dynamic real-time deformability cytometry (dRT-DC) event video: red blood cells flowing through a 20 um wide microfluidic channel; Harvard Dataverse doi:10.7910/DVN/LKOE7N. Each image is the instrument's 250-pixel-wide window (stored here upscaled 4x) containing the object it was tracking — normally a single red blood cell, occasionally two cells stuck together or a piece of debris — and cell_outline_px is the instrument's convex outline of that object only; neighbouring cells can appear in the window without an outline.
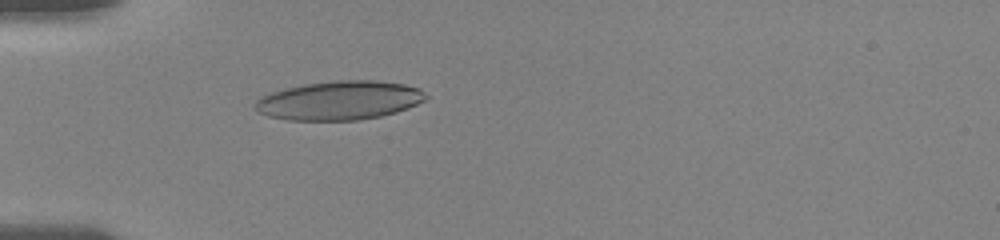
{"species": "human", "species_latin": "Homo sapiens", "temperature_condition": "room temperature", "stored_images_in_passage": 33, "camera_frame_rate_fps": 3000, "um_per_image_px": 0.085, "donor": {"sex": "female"}, "frame": {"image": 1, "passage_image": 16, "time_ms": 5.333, "image_size_px": [1000, 240], "cell_outline_px": [[428, 96], [424, 100], [408, 108], [396, 112], [380, 116], [356, 120], [288, 120], [268, 116], [256, 112], [252, 104], [260, 96], [284, 88], [304, 84], [336, 80], [376, 80], [404, 84], [420, 88]], "centroid_in_image_um": [28.81, 8.53], "position_along_channel_um": 56.2, "area_um2": 38.96}}
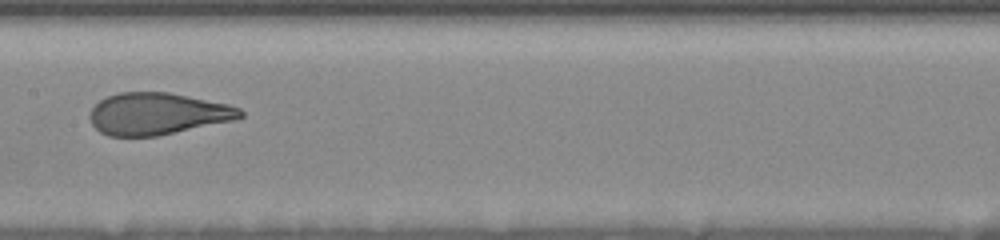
{"frame": {"image": 2, "passage_image": 26, "time_ms": 9.333, "image_size_px": [1000, 240], "cell_outline_px": [[244, 116], [232, 120], [156, 136], [108, 136], [100, 132], [92, 124], [88, 116], [92, 108], [100, 100], [108, 96], [120, 92], [168, 92], [228, 104], [240, 108], [244, 112]], "centroid_in_image_um": [13.36, 9.66], "position_along_channel_um": 194.0, "area_um2": 36.47}}
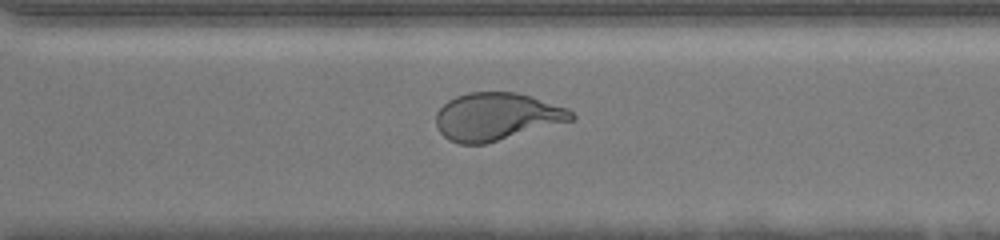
{"frame": {"image": 3, "passage_image": 33, "time_ms": 13.0, "image_size_px": [1000, 240], "cell_outline_px": [[576, 116], [572, 120], [484, 144], [460, 144], [448, 140], [440, 132], [436, 124], [436, 112], [448, 100], [456, 96], [468, 92], [516, 92], [532, 96], [568, 108]], "centroid_in_image_um": [42.19, 9.9], "position_along_channel_um": 328.4, "area_um2": 37.4}}